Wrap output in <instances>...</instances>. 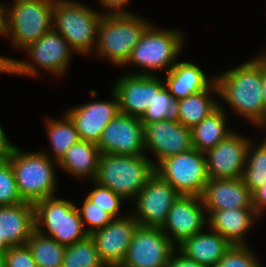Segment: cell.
<instances>
[{"mask_svg": "<svg viewBox=\"0 0 266 267\" xmlns=\"http://www.w3.org/2000/svg\"><path fill=\"white\" fill-rule=\"evenodd\" d=\"M218 95L253 124L266 127L262 98L261 57L215 77Z\"/></svg>", "mask_w": 266, "mask_h": 267, "instance_id": "1", "label": "cell"}, {"mask_svg": "<svg viewBox=\"0 0 266 267\" xmlns=\"http://www.w3.org/2000/svg\"><path fill=\"white\" fill-rule=\"evenodd\" d=\"M155 163L145 154L125 156L101 154L95 182L108 187L123 199H134L155 173Z\"/></svg>", "mask_w": 266, "mask_h": 267, "instance_id": "2", "label": "cell"}, {"mask_svg": "<svg viewBox=\"0 0 266 267\" xmlns=\"http://www.w3.org/2000/svg\"><path fill=\"white\" fill-rule=\"evenodd\" d=\"M150 23L131 13L103 14L97 35V51L113 64L125 65Z\"/></svg>", "mask_w": 266, "mask_h": 267, "instance_id": "3", "label": "cell"}, {"mask_svg": "<svg viewBox=\"0 0 266 267\" xmlns=\"http://www.w3.org/2000/svg\"><path fill=\"white\" fill-rule=\"evenodd\" d=\"M8 159L14 171L19 195L24 202L35 204L54 196V164L44 151L25 153L15 146Z\"/></svg>", "mask_w": 266, "mask_h": 267, "instance_id": "4", "label": "cell"}, {"mask_svg": "<svg viewBox=\"0 0 266 267\" xmlns=\"http://www.w3.org/2000/svg\"><path fill=\"white\" fill-rule=\"evenodd\" d=\"M55 0H14L0 35L11 36L13 46L27 48L53 29Z\"/></svg>", "mask_w": 266, "mask_h": 267, "instance_id": "5", "label": "cell"}, {"mask_svg": "<svg viewBox=\"0 0 266 267\" xmlns=\"http://www.w3.org/2000/svg\"><path fill=\"white\" fill-rule=\"evenodd\" d=\"M102 16L78 2L55 0L53 30L67 40L72 50L88 54L97 43L98 25Z\"/></svg>", "mask_w": 266, "mask_h": 267, "instance_id": "6", "label": "cell"}, {"mask_svg": "<svg viewBox=\"0 0 266 267\" xmlns=\"http://www.w3.org/2000/svg\"><path fill=\"white\" fill-rule=\"evenodd\" d=\"M35 226H44L58 243L68 246L86 239L89 234L84 229L78 208L70 201L54 196L34 204ZM42 224V225H41Z\"/></svg>", "mask_w": 266, "mask_h": 267, "instance_id": "7", "label": "cell"}, {"mask_svg": "<svg viewBox=\"0 0 266 267\" xmlns=\"http://www.w3.org/2000/svg\"><path fill=\"white\" fill-rule=\"evenodd\" d=\"M175 30H159L151 25L146 29L138 43L133 48L128 61L147 70L137 75H152L153 71L168 67L171 70L176 63L173 61L179 56L183 47V38ZM150 72H149V71ZM149 72V73H148Z\"/></svg>", "mask_w": 266, "mask_h": 267, "instance_id": "8", "label": "cell"}, {"mask_svg": "<svg viewBox=\"0 0 266 267\" xmlns=\"http://www.w3.org/2000/svg\"><path fill=\"white\" fill-rule=\"evenodd\" d=\"M155 173L180 195L201 197L209 180L205 153L194 148L156 163Z\"/></svg>", "mask_w": 266, "mask_h": 267, "instance_id": "9", "label": "cell"}, {"mask_svg": "<svg viewBox=\"0 0 266 267\" xmlns=\"http://www.w3.org/2000/svg\"><path fill=\"white\" fill-rule=\"evenodd\" d=\"M174 248L161 228L138 225L119 267H167Z\"/></svg>", "mask_w": 266, "mask_h": 267, "instance_id": "10", "label": "cell"}, {"mask_svg": "<svg viewBox=\"0 0 266 267\" xmlns=\"http://www.w3.org/2000/svg\"><path fill=\"white\" fill-rule=\"evenodd\" d=\"M179 196L168 182L154 173L136 195L137 212L133 217L140 226L161 228L172 204Z\"/></svg>", "mask_w": 266, "mask_h": 267, "instance_id": "11", "label": "cell"}, {"mask_svg": "<svg viewBox=\"0 0 266 267\" xmlns=\"http://www.w3.org/2000/svg\"><path fill=\"white\" fill-rule=\"evenodd\" d=\"M96 145L100 154L143 155L144 124L140 118L119 113L106 126Z\"/></svg>", "mask_w": 266, "mask_h": 267, "instance_id": "12", "label": "cell"}, {"mask_svg": "<svg viewBox=\"0 0 266 267\" xmlns=\"http://www.w3.org/2000/svg\"><path fill=\"white\" fill-rule=\"evenodd\" d=\"M144 145L156 155L159 164L165 158L192 150V132L173 116L144 124Z\"/></svg>", "mask_w": 266, "mask_h": 267, "instance_id": "13", "label": "cell"}, {"mask_svg": "<svg viewBox=\"0 0 266 267\" xmlns=\"http://www.w3.org/2000/svg\"><path fill=\"white\" fill-rule=\"evenodd\" d=\"M250 143L251 140L232 132L208 150L205 156L209 179L242 178Z\"/></svg>", "mask_w": 266, "mask_h": 267, "instance_id": "14", "label": "cell"}, {"mask_svg": "<svg viewBox=\"0 0 266 267\" xmlns=\"http://www.w3.org/2000/svg\"><path fill=\"white\" fill-rule=\"evenodd\" d=\"M165 87V83L155 75L130 74L122 76L114 85L120 113L141 118Z\"/></svg>", "mask_w": 266, "mask_h": 267, "instance_id": "15", "label": "cell"}, {"mask_svg": "<svg viewBox=\"0 0 266 267\" xmlns=\"http://www.w3.org/2000/svg\"><path fill=\"white\" fill-rule=\"evenodd\" d=\"M204 211L206 209L200 196L180 195L172 204L161 229L165 233L168 228L171 235L167 232L165 235L174 246L176 243L179 246L204 229L205 223H208Z\"/></svg>", "mask_w": 266, "mask_h": 267, "instance_id": "16", "label": "cell"}, {"mask_svg": "<svg viewBox=\"0 0 266 267\" xmlns=\"http://www.w3.org/2000/svg\"><path fill=\"white\" fill-rule=\"evenodd\" d=\"M138 225L133 215L114 218L106 227L90 234L105 266L121 265Z\"/></svg>", "mask_w": 266, "mask_h": 267, "instance_id": "17", "label": "cell"}, {"mask_svg": "<svg viewBox=\"0 0 266 267\" xmlns=\"http://www.w3.org/2000/svg\"><path fill=\"white\" fill-rule=\"evenodd\" d=\"M112 93L113 101L91 102L65 113L74 123L81 140L97 144L106 126L120 113L117 95Z\"/></svg>", "mask_w": 266, "mask_h": 267, "instance_id": "18", "label": "cell"}, {"mask_svg": "<svg viewBox=\"0 0 266 267\" xmlns=\"http://www.w3.org/2000/svg\"><path fill=\"white\" fill-rule=\"evenodd\" d=\"M35 230L34 204L21 202L0 206V251L26 245Z\"/></svg>", "mask_w": 266, "mask_h": 267, "instance_id": "19", "label": "cell"}, {"mask_svg": "<svg viewBox=\"0 0 266 267\" xmlns=\"http://www.w3.org/2000/svg\"><path fill=\"white\" fill-rule=\"evenodd\" d=\"M201 198L206 210L253 208L252 192L242 178L209 179Z\"/></svg>", "mask_w": 266, "mask_h": 267, "instance_id": "20", "label": "cell"}, {"mask_svg": "<svg viewBox=\"0 0 266 267\" xmlns=\"http://www.w3.org/2000/svg\"><path fill=\"white\" fill-rule=\"evenodd\" d=\"M71 49L67 40L53 29L25 48L35 65L58 76L68 67Z\"/></svg>", "mask_w": 266, "mask_h": 267, "instance_id": "21", "label": "cell"}, {"mask_svg": "<svg viewBox=\"0 0 266 267\" xmlns=\"http://www.w3.org/2000/svg\"><path fill=\"white\" fill-rule=\"evenodd\" d=\"M207 212L208 224L231 245H245L244 234L251 227L254 217L258 216L254 208L207 210Z\"/></svg>", "mask_w": 266, "mask_h": 267, "instance_id": "22", "label": "cell"}, {"mask_svg": "<svg viewBox=\"0 0 266 267\" xmlns=\"http://www.w3.org/2000/svg\"><path fill=\"white\" fill-rule=\"evenodd\" d=\"M165 87L169 90L175 101L184 99L189 95L206 90L215 78L207 79L205 73L197 65L179 62L167 72Z\"/></svg>", "mask_w": 266, "mask_h": 267, "instance_id": "23", "label": "cell"}, {"mask_svg": "<svg viewBox=\"0 0 266 267\" xmlns=\"http://www.w3.org/2000/svg\"><path fill=\"white\" fill-rule=\"evenodd\" d=\"M231 246L219 233L201 231L179 245V251L198 264L214 267Z\"/></svg>", "mask_w": 266, "mask_h": 267, "instance_id": "24", "label": "cell"}, {"mask_svg": "<svg viewBox=\"0 0 266 267\" xmlns=\"http://www.w3.org/2000/svg\"><path fill=\"white\" fill-rule=\"evenodd\" d=\"M213 89L218 93V87L214 81L206 90L187 96L176 101L174 117L183 126L192 129L205 117L214 112L219 105L208 95Z\"/></svg>", "mask_w": 266, "mask_h": 267, "instance_id": "25", "label": "cell"}, {"mask_svg": "<svg viewBox=\"0 0 266 267\" xmlns=\"http://www.w3.org/2000/svg\"><path fill=\"white\" fill-rule=\"evenodd\" d=\"M100 151L95 143L80 140L66 152L63 158L57 163L65 171L73 176L89 177L95 180L98 172Z\"/></svg>", "mask_w": 266, "mask_h": 267, "instance_id": "26", "label": "cell"}, {"mask_svg": "<svg viewBox=\"0 0 266 267\" xmlns=\"http://www.w3.org/2000/svg\"><path fill=\"white\" fill-rule=\"evenodd\" d=\"M225 113L219 106L191 129L193 148L206 153L233 131L226 129Z\"/></svg>", "mask_w": 266, "mask_h": 267, "instance_id": "27", "label": "cell"}, {"mask_svg": "<svg viewBox=\"0 0 266 267\" xmlns=\"http://www.w3.org/2000/svg\"><path fill=\"white\" fill-rule=\"evenodd\" d=\"M37 267H62L66 246L58 243L52 237L44 235L41 226H35L26 242Z\"/></svg>", "mask_w": 266, "mask_h": 267, "instance_id": "28", "label": "cell"}, {"mask_svg": "<svg viewBox=\"0 0 266 267\" xmlns=\"http://www.w3.org/2000/svg\"><path fill=\"white\" fill-rule=\"evenodd\" d=\"M48 136L52 144L55 162H59L72 145L81 139L74 123L65 114L62 120H47Z\"/></svg>", "mask_w": 266, "mask_h": 267, "instance_id": "29", "label": "cell"}, {"mask_svg": "<svg viewBox=\"0 0 266 267\" xmlns=\"http://www.w3.org/2000/svg\"><path fill=\"white\" fill-rule=\"evenodd\" d=\"M62 267H111L100 259L94 240L90 235L72 245L66 246Z\"/></svg>", "mask_w": 266, "mask_h": 267, "instance_id": "30", "label": "cell"}, {"mask_svg": "<svg viewBox=\"0 0 266 267\" xmlns=\"http://www.w3.org/2000/svg\"><path fill=\"white\" fill-rule=\"evenodd\" d=\"M251 148L252 141L247 150L242 180L253 193L266 182V146L262 143L253 149L254 152Z\"/></svg>", "mask_w": 266, "mask_h": 267, "instance_id": "31", "label": "cell"}, {"mask_svg": "<svg viewBox=\"0 0 266 267\" xmlns=\"http://www.w3.org/2000/svg\"><path fill=\"white\" fill-rule=\"evenodd\" d=\"M176 101L164 87L159 94H156L155 100L144 112L140 120L143 124H149L165 120L174 116Z\"/></svg>", "mask_w": 266, "mask_h": 267, "instance_id": "32", "label": "cell"}, {"mask_svg": "<svg viewBox=\"0 0 266 267\" xmlns=\"http://www.w3.org/2000/svg\"><path fill=\"white\" fill-rule=\"evenodd\" d=\"M24 202L19 195L14 171L9 159L0 160V206Z\"/></svg>", "mask_w": 266, "mask_h": 267, "instance_id": "33", "label": "cell"}, {"mask_svg": "<svg viewBox=\"0 0 266 267\" xmlns=\"http://www.w3.org/2000/svg\"><path fill=\"white\" fill-rule=\"evenodd\" d=\"M78 211L80 213L83 226L85 225V221L90 224L91 228H85L89 235L96 230L106 227L114 219L110 213L97 206V204L91 202L87 197L83 202V206L78 208Z\"/></svg>", "mask_w": 266, "mask_h": 267, "instance_id": "34", "label": "cell"}, {"mask_svg": "<svg viewBox=\"0 0 266 267\" xmlns=\"http://www.w3.org/2000/svg\"><path fill=\"white\" fill-rule=\"evenodd\" d=\"M94 184L96 188L87 195V198L110 213L114 218H120L121 202L125 199L108 187L102 186L95 181Z\"/></svg>", "mask_w": 266, "mask_h": 267, "instance_id": "35", "label": "cell"}, {"mask_svg": "<svg viewBox=\"0 0 266 267\" xmlns=\"http://www.w3.org/2000/svg\"><path fill=\"white\" fill-rule=\"evenodd\" d=\"M246 245H232L214 267H261Z\"/></svg>", "mask_w": 266, "mask_h": 267, "instance_id": "36", "label": "cell"}, {"mask_svg": "<svg viewBox=\"0 0 266 267\" xmlns=\"http://www.w3.org/2000/svg\"><path fill=\"white\" fill-rule=\"evenodd\" d=\"M5 267H37L27 245L11 246L5 251Z\"/></svg>", "mask_w": 266, "mask_h": 267, "instance_id": "37", "label": "cell"}, {"mask_svg": "<svg viewBox=\"0 0 266 267\" xmlns=\"http://www.w3.org/2000/svg\"><path fill=\"white\" fill-rule=\"evenodd\" d=\"M0 72L6 73H15V74H25V75H37L38 72L30 63H26L25 61H18L15 59L7 58L0 56Z\"/></svg>", "mask_w": 266, "mask_h": 267, "instance_id": "38", "label": "cell"}, {"mask_svg": "<svg viewBox=\"0 0 266 267\" xmlns=\"http://www.w3.org/2000/svg\"><path fill=\"white\" fill-rule=\"evenodd\" d=\"M176 257L174 251L172 252L167 267H206L204 265L198 264L196 261L187 258L183 253Z\"/></svg>", "mask_w": 266, "mask_h": 267, "instance_id": "39", "label": "cell"}, {"mask_svg": "<svg viewBox=\"0 0 266 267\" xmlns=\"http://www.w3.org/2000/svg\"><path fill=\"white\" fill-rule=\"evenodd\" d=\"M253 208L258 216L261 215L263 208L266 207V182L252 193Z\"/></svg>", "mask_w": 266, "mask_h": 267, "instance_id": "40", "label": "cell"}, {"mask_svg": "<svg viewBox=\"0 0 266 267\" xmlns=\"http://www.w3.org/2000/svg\"><path fill=\"white\" fill-rule=\"evenodd\" d=\"M129 0H100V3L108 8V14H121V13H129L125 10H122L124 5H126ZM123 6V7H122ZM112 10V11H110Z\"/></svg>", "mask_w": 266, "mask_h": 267, "instance_id": "41", "label": "cell"}, {"mask_svg": "<svg viewBox=\"0 0 266 267\" xmlns=\"http://www.w3.org/2000/svg\"><path fill=\"white\" fill-rule=\"evenodd\" d=\"M14 147L15 146L12 145L7 139L3 129L0 126V160L7 159L11 155Z\"/></svg>", "mask_w": 266, "mask_h": 267, "instance_id": "42", "label": "cell"}, {"mask_svg": "<svg viewBox=\"0 0 266 267\" xmlns=\"http://www.w3.org/2000/svg\"><path fill=\"white\" fill-rule=\"evenodd\" d=\"M262 98L266 110V56H261Z\"/></svg>", "mask_w": 266, "mask_h": 267, "instance_id": "43", "label": "cell"}, {"mask_svg": "<svg viewBox=\"0 0 266 267\" xmlns=\"http://www.w3.org/2000/svg\"><path fill=\"white\" fill-rule=\"evenodd\" d=\"M7 10L0 4V34L4 31L7 22Z\"/></svg>", "mask_w": 266, "mask_h": 267, "instance_id": "44", "label": "cell"}, {"mask_svg": "<svg viewBox=\"0 0 266 267\" xmlns=\"http://www.w3.org/2000/svg\"><path fill=\"white\" fill-rule=\"evenodd\" d=\"M0 267H5V252L0 251Z\"/></svg>", "mask_w": 266, "mask_h": 267, "instance_id": "45", "label": "cell"}]
</instances>
